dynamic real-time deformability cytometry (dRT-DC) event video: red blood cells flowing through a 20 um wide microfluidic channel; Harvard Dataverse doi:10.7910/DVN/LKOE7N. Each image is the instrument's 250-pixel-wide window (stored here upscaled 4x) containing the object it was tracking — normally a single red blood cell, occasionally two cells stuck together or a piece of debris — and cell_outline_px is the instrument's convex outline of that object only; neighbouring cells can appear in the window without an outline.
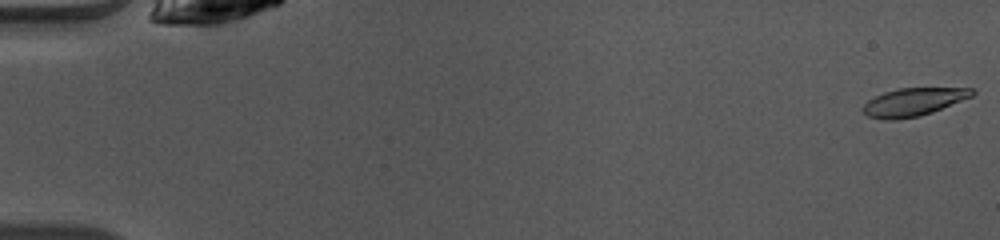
{"species": "common noctule bat (a hibernating species)", "species_latin": "Nyctalus noctula", "temperature_condition": "warm", "stored_images_in_passage": 49, "camera_frame_rate_fps": 3000, "um_per_image_px": 0.085, "animal": {"sex": "female", "body_mass_g": 10.0, "forearm_length_mm": 53.1}, "frame": {"image": 1, "passage_image": 1, "time_ms": 0.0, "image_size_px": [1000, 240], "cell_outline_px": [[976, 92], [972, 96], [932, 112], [920, 116], [896, 120], [888, 120], [868, 116], [860, 108], [868, 100], [884, 92], [900, 88], [972, 88]], "centroid_in_image_um": [77.62, 8.67], "position_along_channel_um": 7.4, "area_um2": 17.69}}
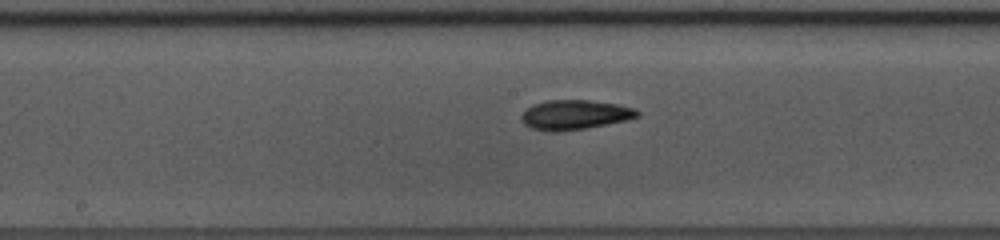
{"frame": {"image": 2, "passage_image": 26, "time_ms": 8.333, "image_size_px": [1000, 240], "cell_outline_px": [[640, 116], [628, 120], [584, 128], [560, 132], [552, 132], [532, 128], [524, 124], [520, 116], [532, 104], [548, 100], [588, 100], [616, 104], [636, 108], [640, 112]], "centroid_in_image_um": [48.87, 9.75], "position_along_channel_um": 199.3, "area_um2": 20.0}}
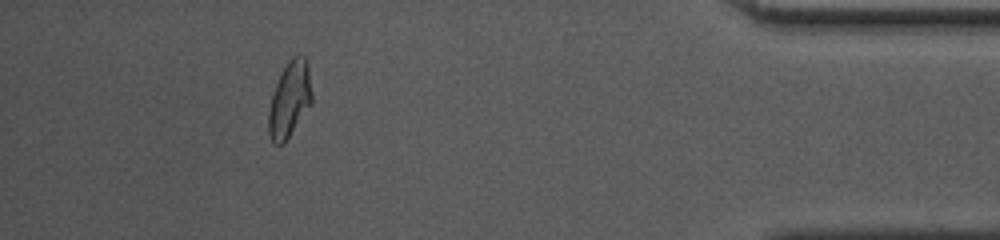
{"frame": {"image": 3, "passage_image": 45, "time_ms": 14.667, "image_size_px": [1000, 240], "cell_outline_px": [[312, 104], [284, 144], [272, 144], [268, 132], [268, 112], [272, 96], [276, 84], [288, 60], [296, 52], [304, 56], [308, 64], [312, 92]], "centroid_in_image_um": [24.63, 8.46], "position_along_channel_um": 410.6, "area_um2": 19.36}, "authors_computed_cell_mechanics": {"area_um2": 19.363, "velocity_mm_per_s": 4.0868, "shape_relaxation_time_tau1_ms": 9.0162, "shape_relaxation_time_tau2_ms": 2.1085, "deformation_change_tau1": 0.2211, "deformation_change_tau2": 0.0856}}